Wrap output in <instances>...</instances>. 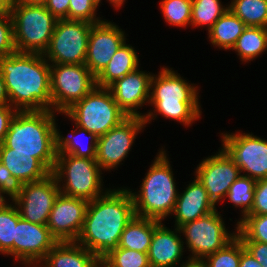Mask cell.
<instances>
[{
  "label": "cell",
  "mask_w": 267,
  "mask_h": 267,
  "mask_svg": "<svg viewBox=\"0 0 267 267\" xmlns=\"http://www.w3.org/2000/svg\"><path fill=\"white\" fill-rule=\"evenodd\" d=\"M11 113L13 112H11L9 105H0V145L3 144L10 120L14 117V114Z\"/></svg>",
  "instance_id": "obj_43"
},
{
  "label": "cell",
  "mask_w": 267,
  "mask_h": 267,
  "mask_svg": "<svg viewBox=\"0 0 267 267\" xmlns=\"http://www.w3.org/2000/svg\"><path fill=\"white\" fill-rule=\"evenodd\" d=\"M88 203L85 199L59 193L47 223L51 234L58 242L75 243L83 228Z\"/></svg>",
  "instance_id": "obj_12"
},
{
  "label": "cell",
  "mask_w": 267,
  "mask_h": 267,
  "mask_svg": "<svg viewBox=\"0 0 267 267\" xmlns=\"http://www.w3.org/2000/svg\"><path fill=\"white\" fill-rule=\"evenodd\" d=\"M156 81L150 100L158 112L185 124L199 117L195 88L167 69H163Z\"/></svg>",
  "instance_id": "obj_7"
},
{
  "label": "cell",
  "mask_w": 267,
  "mask_h": 267,
  "mask_svg": "<svg viewBox=\"0 0 267 267\" xmlns=\"http://www.w3.org/2000/svg\"><path fill=\"white\" fill-rule=\"evenodd\" d=\"M153 80L154 77L134 70L116 80L108 88H103V90L108 92L112 89L114 100L128 117L140 116L132 109L135 106H140L149 97V89Z\"/></svg>",
  "instance_id": "obj_19"
},
{
  "label": "cell",
  "mask_w": 267,
  "mask_h": 267,
  "mask_svg": "<svg viewBox=\"0 0 267 267\" xmlns=\"http://www.w3.org/2000/svg\"><path fill=\"white\" fill-rule=\"evenodd\" d=\"M109 92L93 89L64 112L77 121L83 132L89 133L94 143L128 117Z\"/></svg>",
  "instance_id": "obj_6"
},
{
  "label": "cell",
  "mask_w": 267,
  "mask_h": 267,
  "mask_svg": "<svg viewBox=\"0 0 267 267\" xmlns=\"http://www.w3.org/2000/svg\"><path fill=\"white\" fill-rule=\"evenodd\" d=\"M111 2H114V4H116V6H119L123 3V0H110Z\"/></svg>",
  "instance_id": "obj_49"
},
{
  "label": "cell",
  "mask_w": 267,
  "mask_h": 267,
  "mask_svg": "<svg viewBox=\"0 0 267 267\" xmlns=\"http://www.w3.org/2000/svg\"><path fill=\"white\" fill-rule=\"evenodd\" d=\"M10 16L16 52H46L58 19L44 4H14Z\"/></svg>",
  "instance_id": "obj_4"
},
{
  "label": "cell",
  "mask_w": 267,
  "mask_h": 267,
  "mask_svg": "<svg viewBox=\"0 0 267 267\" xmlns=\"http://www.w3.org/2000/svg\"><path fill=\"white\" fill-rule=\"evenodd\" d=\"M209 264L205 267H239L241 259V239L236 235L223 248L208 255Z\"/></svg>",
  "instance_id": "obj_34"
},
{
  "label": "cell",
  "mask_w": 267,
  "mask_h": 267,
  "mask_svg": "<svg viewBox=\"0 0 267 267\" xmlns=\"http://www.w3.org/2000/svg\"><path fill=\"white\" fill-rule=\"evenodd\" d=\"M89 201L78 237L100 260L118 247L126 225L135 217L130 192L115 191Z\"/></svg>",
  "instance_id": "obj_1"
},
{
  "label": "cell",
  "mask_w": 267,
  "mask_h": 267,
  "mask_svg": "<svg viewBox=\"0 0 267 267\" xmlns=\"http://www.w3.org/2000/svg\"><path fill=\"white\" fill-rule=\"evenodd\" d=\"M242 242H263L267 244V214L245 215L239 222L238 235Z\"/></svg>",
  "instance_id": "obj_31"
},
{
  "label": "cell",
  "mask_w": 267,
  "mask_h": 267,
  "mask_svg": "<svg viewBox=\"0 0 267 267\" xmlns=\"http://www.w3.org/2000/svg\"><path fill=\"white\" fill-rule=\"evenodd\" d=\"M56 65L50 70L51 101L65 112L94 89L96 77L85 64Z\"/></svg>",
  "instance_id": "obj_8"
},
{
  "label": "cell",
  "mask_w": 267,
  "mask_h": 267,
  "mask_svg": "<svg viewBox=\"0 0 267 267\" xmlns=\"http://www.w3.org/2000/svg\"><path fill=\"white\" fill-rule=\"evenodd\" d=\"M185 232L188 245L195 255L208 256L223 248L234 237H229L216 211L178 227Z\"/></svg>",
  "instance_id": "obj_13"
},
{
  "label": "cell",
  "mask_w": 267,
  "mask_h": 267,
  "mask_svg": "<svg viewBox=\"0 0 267 267\" xmlns=\"http://www.w3.org/2000/svg\"><path fill=\"white\" fill-rule=\"evenodd\" d=\"M98 3L95 0H70L69 5V20L85 21L91 24L100 23L94 22V11Z\"/></svg>",
  "instance_id": "obj_36"
},
{
  "label": "cell",
  "mask_w": 267,
  "mask_h": 267,
  "mask_svg": "<svg viewBox=\"0 0 267 267\" xmlns=\"http://www.w3.org/2000/svg\"><path fill=\"white\" fill-rule=\"evenodd\" d=\"M147 122L143 116L127 117L118 126L99 136L96 148V162L102 168L117 165L130 150V145L142 125Z\"/></svg>",
  "instance_id": "obj_14"
},
{
  "label": "cell",
  "mask_w": 267,
  "mask_h": 267,
  "mask_svg": "<svg viewBox=\"0 0 267 267\" xmlns=\"http://www.w3.org/2000/svg\"><path fill=\"white\" fill-rule=\"evenodd\" d=\"M214 205L204 185L197 178L175 203L173 212L176 214L178 227L212 213L216 210Z\"/></svg>",
  "instance_id": "obj_20"
},
{
  "label": "cell",
  "mask_w": 267,
  "mask_h": 267,
  "mask_svg": "<svg viewBox=\"0 0 267 267\" xmlns=\"http://www.w3.org/2000/svg\"><path fill=\"white\" fill-rule=\"evenodd\" d=\"M61 140L60 135H58V154H64L66 152L77 157L96 159L97 143H93L94 145H91L89 149L83 150V148L78 147V144L70 138H65V141Z\"/></svg>",
  "instance_id": "obj_39"
},
{
  "label": "cell",
  "mask_w": 267,
  "mask_h": 267,
  "mask_svg": "<svg viewBox=\"0 0 267 267\" xmlns=\"http://www.w3.org/2000/svg\"><path fill=\"white\" fill-rule=\"evenodd\" d=\"M6 17L8 19L11 16L10 14L0 15V58L16 52L12 19L9 20L10 23L7 25V23L2 20Z\"/></svg>",
  "instance_id": "obj_37"
},
{
  "label": "cell",
  "mask_w": 267,
  "mask_h": 267,
  "mask_svg": "<svg viewBox=\"0 0 267 267\" xmlns=\"http://www.w3.org/2000/svg\"><path fill=\"white\" fill-rule=\"evenodd\" d=\"M0 161L23 183L38 181L51 172L30 153H10V148L0 145Z\"/></svg>",
  "instance_id": "obj_22"
},
{
  "label": "cell",
  "mask_w": 267,
  "mask_h": 267,
  "mask_svg": "<svg viewBox=\"0 0 267 267\" xmlns=\"http://www.w3.org/2000/svg\"><path fill=\"white\" fill-rule=\"evenodd\" d=\"M256 180L247 176H239L230 186L227 193L230 201L236 206H244V214L247 215L252 208L254 187Z\"/></svg>",
  "instance_id": "obj_33"
},
{
  "label": "cell",
  "mask_w": 267,
  "mask_h": 267,
  "mask_svg": "<svg viewBox=\"0 0 267 267\" xmlns=\"http://www.w3.org/2000/svg\"><path fill=\"white\" fill-rule=\"evenodd\" d=\"M229 9H223L219 0H192L191 22L193 25L207 24L209 29Z\"/></svg>",
  "instance_id": "obj_32"
},
{
  "label": "cell",
  "mask_w": 267,
  "mask_h": 267,
  "mask_svg": "<svg viewBox=\"0 0 267 267\" xmlns=\"http://www.w3.org/2000/svg\"><path fill=\"white\" fill-rule=\"evenodd\" d=\"M57 243L47 225L31 223L20 218L15 228L13 254L16 258L31 262L45 258Z\"/></svg>",
  "instance_id": "obj_18"
},
{
  "label": "cell",
  "mask_w": 267,
  "mask_h": 267,
  "mask_svg": "<svg viewBox=\"0 0 267 267\" xmlns=\"http://www.w3.org/2000/svg\"><path fill=\"white\" fill-rule=\"evenodd\" d=\"M166 20L184 26L191 22L192 0H164L161 4Z\"/></svg>",
  "instance_id": "obj_35"
},
{
  "label": "cell",
  "mask_w": 267,
  "mask_h": 267,
  "mask_svg": "<svg viewBox=\"0 0 267 267\" xmlns=\"http://www.w3.org/2000/svg\"><path fill=\"white\" fill-rule=\"evenodd\" d=\"M137 55L133 48L123 43L112 56L108 65L96 77L99 88H108L116 80L137 69Z\"/></svg>",
  "instance_id": "obj_24"
},
{
  "label": "cell",
  "mask_w": 267,
  "mask_h": 267,
  "mask_svg": "<svg viewBox=\"0 0 267 267\" xmlns=\"http://www.w3.org/2000/svg\"><path fill=\"white\" fill-rule=\"evenodd\" d=\"M68 161L65 162L64 154H57L55 167L52 173L56 179L62 175V170L67 164L68 182L64 195L76 198H82L92 201L99 197L100 175L99 165L96 159L77 157L68 154ZM68 162V163H67Z\"/></svg>",
  "instance_id": "obj_10"
},
{
  "label": "cell",
  "mask_w": 267,
  "mask_h": 267,
  "mask_svg": "<svg viewBox=\"0 0 267 267\" xmlns=\"http://www.w3.org/2000/svg\"><path fill=\"white\" fill-rule=\"evenodd\" d=\"M23 182L14 177L6 166L0 161V191L8 193L15 200L21 193ZM0 192V193H1ZM0 198L4 201L3 197Z\"/></svg>",
  "instance_id": "obj_38"
},
{
  "label": "cell",
  "mask_w": 267,
  "mask_h": 267,
  "mask_svg": "<svg viewBox=\"0 0 267 267\" xmlns=\"http://www.w3.org/2000/svg\"><path fill=\"white\" fill-rule=\"evenodd\" d=\"M46 0H13L14 4H44Z\"/></svg>",
  "instance_id": "obj_48"
},
{
  "label": "cell",
  "mask_w": 267,
  "mask_h": 267,
  "mask_svg": "<svg viewBox=\"0 0 267 267\" xmlns=\"http://www.w3.org/2000/svg\"><path fill=\"white\" fill-rule=\"evenodd\" d=\"M246 27L242 20L228 10L210 28L211 42L225 49L232 48Z\"/></svg>",
  "instance_id": "obj_26"
},
{
  "label": "cell",
  "mask_w": 267,
  "mask_h": 267,
  "mask_svg": "<svg viewBox=\"0 0 267 267\" xmlns=\"http://www.w3.org/2000/svg\"><path fill=\"white\" fill-rule=\"evenodd\" d=\"M40 56V53L15 52L0 58L9 100L16 102V106L24 105V111H43L52 104L51 67Z\"/></svg>",
  "instance_id": "obj_2"
},
{
  "label": "cell",
  "mask_w": 267,
  "mask_h": 267,
  "mask_svg": "<svg viewBox=\"0 0 267 267\" xmlns=\"http://www.w3.org/2000/svg\"><path fill=\"white\" fill-rule=\"evenodd\" d=\"M171 173L168 161L162 152L143 181L140 197L131 193L135 216L160 221L174 210L178 195ZM140 208L144 212L141 213L143 215L139 212Z\"/></svg>",
  "instance_id": "obj_5"
},
{
  "label": "cell",
  "mask_w": 267,
  "mask_h": 267,
  "mask_svg": "<svg viewBox=\"0 0 267 267\" xmlns=\"http://www.w3.org/2000/svg\"><path fill=\"white\" fill-rule=\"evenodd\" d=\"M70 0H46L44 6L57 19L69 20Z\"/></svg>",
  "instance_id": "obj_41"
},
{
  "label": "cell",
  "mask_w": 267,
  "mask_h": 267,
  "mask_svg": "<svg viewBox=\"0 0 267 267\" xmlns=\"http://www.w3.org/2000/svg\"><path fill=\"white\" fill-rule=\"evenodd\" d=\"M239 267H262L257 260L244 248L241 241V259Z\"/></svg>",
  "instance_id": "obj_44"
},
{
  "label": "cell",
  "mask_w": 267,
  "mask_h": 267,
  "mask_svg": "<svg viewBox=\"0 0 267 267\" xmlns=\"http://www.w3.org/2000/svg\"><path fill=\"white\" fill-rule=\"evenodd\" d=\"M228 9L246 26L267 28V0H235Z\"/></svg>",
  "instance_id": "obj_27"
},
{
  "label": "cell",
  "mask_w": 267,
  "mask_h": 267,
  "mask_svg": "<svg viewBox=\"0 0 267 267\" xmlns=\"http://www.w3.org/2000/svg\"><path fill=\"white\" fill-rule=\"evenodd\" d=\"M183 267H205V263L197 256V258H193Z\"/></svg>",
  "instance_id": "obj_47"
},
{
  "label": "cell",
  "mask_w": 267,
  "mask_h": 267,
  "mask_svg": "<svg viewBox=\"0 0 267 267\" xmlns=\"http://www.w3.org/2000/svg\"><path fill=\"white\" fill-rule=\"evenodd\" d=\"M224 150L240 170L251 172L252 179L267 178V141L252 135H225Z\"/></svg>",
  "instance_id": "obj_15"
},
{
  "label": "cell",
  "mask_w": 267,
  "mask_h": 267,
  "mask_svg": "<svg viewBox=\"0 0 267 267\" xmlns=\"http://www.w3.org/2000/svg\"><path fill=\"white\" fill-rule=\"evenodd\" d=\"M13 5V0H0V15L10 14Z\"/></svg>",
  "instance_id": "obj_46"
},
{
  "label": "cell",
  "mask_w": 267,
  "mask_h": 267,
  "mask_svg": "<svg viewBox=\"0 0 267 267\" xmlns=\"http://www.w3.org/2000/svg\"><path fill=\"white\" fill-rule=\"evenodd\" d=\"M18 210L0 204V251L13 255V241L15 239V228L20 219Z\"/></svg>",
  "instance_id": "obj_29"
},
{
  "label": "cell",
  "mask_w": 267,
  "mask_h": 267,
  "mask_svg": "<svg viewBox=\"0 0 267 267\" xmlns=\"http://www.w3.org/2000/svg\"><path fill=\"white\" fill-rule=\"evenodd\" d=\"M10 120L3 144L10 153L34 154L50 172L53 171L58 154V132L52 112L19 111Z\"/></svg>",
  "instance_id": "obj_3"
},
{
  "label": "cell",
  "mask_w": 267,
  "mask_h": 267,
  "mask_svg": "<svg viewBox=\"0 0 267 267\" xmlns=\"http://www.w3.org/2000/svg\"><path fill=\"white\" fill-rule=\"evenodd\" d=\"M101 264L105 267H151L147 253L119 247L106 255Z\"/></svg>",
  "instance_id": "obj_30"
},
{
  "label": "cell",
  "mask_w": 267,
  "mask_h": 267,
  "mask_svg": "<svg viewBox=\"0 0 267 267\" xmlns=\"http://www.w3.org/2000/svg\"><path fill=\"white\" fill-rule=\"evenodd\" d=\"M239 167L223 150L220 154L203 161L197 169V178L204 185L209 198L215 204L224 195L227 196L230 186L239 177Z\"/></svg>",
  "instance_id": "obj_16"
},
{
  "label": "cell",
  "mask_w": 267,
  "mask_h": 267,
  "mask_svg": "<svg viewBox=\"0 0 267 267\" xmlns=\"http://www.w3.org/2000/svg\"><path fill=\"white\" fill-rule=\"evenodd\" d=\"M8 96L7 90H6V85L4 83V78L1 74L0 71V105H6V100Z\"/></svg>",
  "instance_id": "obj_45"
},
{
  "label": "cell",
  "mask_w": 267,
  "mask_h": 267,
  "mask_svg": "<svg viewBox=\"0 0 267 267\" xmlns=\"http://www.w3.org/2000/svg\"><path fill=\"white\" fill-rule=\"evenodd\" d=\"M155 220V230L148 250L151 267H170L178 261L182 252L180 239Z\"/></svg>",
  "instance_id": "obj_21"
},
{
  "label": "cell",
  "mask_w": 267,
  "mask_h": 267,
  "mask_svg": "<svg viewBox=\"0 0 267 267\" xmlns=\"http://www.w3.org/2000/svg\"><path fill=\"white\" fill-rule=\"evenodd\" d=\"M265 214H267V178L256 181L253 205L251 211L247 215Z\"/></svg>",
  "instance_id": "obj_40"
},
{
  "label": "cell",
  "mask_w": 267,
  "mask_h": 267,
  "mask_svg": "<svg viewBox=\"0 0 267 267\" xmlns=\"http://www.w3.org/2000/svg\"><path fill=\"white\" fill-rule=\"evenodd\" d=\"M124 43L123 33L107 22L93 24L88 38L85 65L97 77Z\"/></svg>",
  "instance_id": "obj_17"
},
{
  "label": "cell",
  "mask_w": 267,
  "mask_h": 267,
  "mask_svg": "<svg viewBox=\"0 0 267 267\" xmlns=\"http://www.w3.org/2000/svg\"><path fill=\"white\" fill-rule=\"evenodd\" d=\"M72 241L58 242L43 259H47L48 267H98L101 260L89 250ZM98 261V262H97Z\"/></svg>",
  "instance_id": "obj_23"
},
{
  "label": "cell",
  "mask_w": 267,
  "mask_h": 267,
  "mask_svg": "<svg viewBox=\"0 0 267 267\" xmlns=\"http://www.w3.org/2000/svg\"><path fill=\"white\" fill-rule=\"evenodd\" d=\"M244 248L262 267H267V244L263 242H242Z\"/></svg>",
  "instance_id": "obj_42"
},
{
  "label": "cell",
  "mask_w": 267,
  "mask_h": 267,
  "mask_svg": "<svg viewBox=\"0 0 267 267\" xmlns=\"http://www.w3.org/2000/svg\"><path fill=\"white\" fill-rule=\"evenodd\" d=\"M58 181L51 172L41 180L24 183L15 199L20 206L23 204L24 212L18 209L20 217L31 223L47 225L54 202L61 192L57 187Z\"/></svg>",
  "instance_id": "obj_11"
},
{
  "label": "cell",
  "mask_w": 267,
  "mask_h": 267,
  "mask_svg": "<svg viewBox=\"0 0 267 267\" xmlns=\"http://www.w3.org/2000/svg\"><path fill=\"white\" fill-rule=\"evenodd\" d=\"M154 230L155 219L135 216L126 225L118 247L148 253Z\"/></svg>",
  "instance_id": "obj_25"
},
{
  "label": "cell",
  "mask_w": 267,
  "mask_h": 267,
  "mask_svg": "<svg viewBox=\"0 0 267 267\" xmlns=\"http://www.w3.org/2000/svg\"><path fill=\"white\" fill-rule=\"evenodd\" d=\"M93 24L58 19L47 53L57 64H85L88 38Z\"/></svg>",
  "instance_id": "obj_9"
},
{
  "label": "cell",
  "mask_w": 267,
  "mask_h": 267,
  "mask_svg": "<svg viewBox=\"0 0 267 267\" xmlns=\"http://www.w3.org/2000/svg\"><path fill=\"white\" fill-rule=\"evenodd\" d=\"M267 47V28L247 26L232 47L244 60L260 54Z\"/></svg>",
  "instance_id": "obj_28"
}]
</instances>
